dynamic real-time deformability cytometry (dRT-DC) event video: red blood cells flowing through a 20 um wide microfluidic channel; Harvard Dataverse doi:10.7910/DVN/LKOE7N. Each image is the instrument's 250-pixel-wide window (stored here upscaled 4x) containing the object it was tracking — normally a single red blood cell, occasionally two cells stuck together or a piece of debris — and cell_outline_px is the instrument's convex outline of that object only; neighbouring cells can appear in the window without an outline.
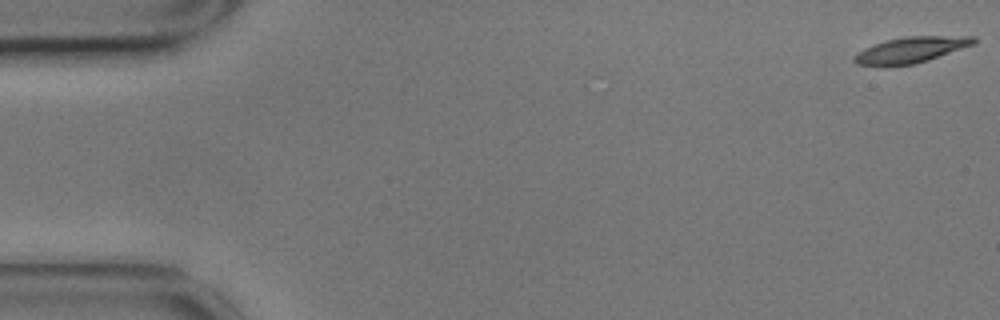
{"species": "common noctule bat (a hibernating species)", "species_latin": "Nyctalus noctula", "temperature_condition": "cold", "stored_images_in_passage": 13, "camera_frame_rate_fps": 3000, "um_per_image_px": 0.085, "animal": {"sex": "male", "body_mass_g": 17.9}, "frame": {"image": 1, "passage_image": 1, "time_ms": 0.0, "image_size_px": [1000, 320], "cell_outline_px": [[976, 44], [916, 64], [884, 68], [856, 64], [852, 60], [852, 56], [864, 48], [888, 40], [908, 36], [976, 36]], "centroid_in_image_um": [77.4, 4.28], "position_along_channel_um": 7.6, "area_um2": 18.5}}